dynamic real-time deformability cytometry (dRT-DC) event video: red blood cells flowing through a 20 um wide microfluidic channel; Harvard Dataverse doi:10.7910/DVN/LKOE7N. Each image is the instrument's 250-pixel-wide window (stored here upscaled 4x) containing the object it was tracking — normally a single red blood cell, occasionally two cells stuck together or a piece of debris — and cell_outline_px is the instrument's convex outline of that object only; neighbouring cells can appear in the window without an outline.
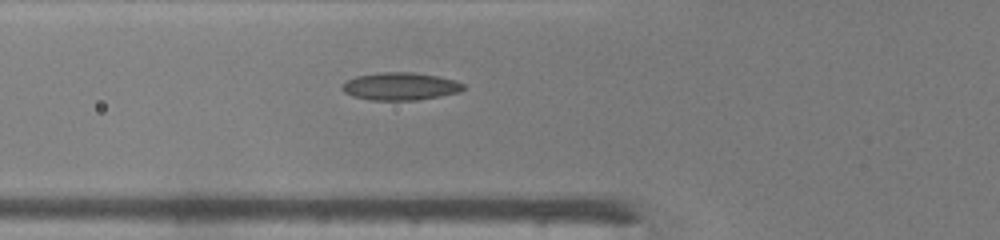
{"species": "common noctule bat (a hibernating species)", "species_latin": "Nyctalus noctula", "temperature_condition": "warm", "stored_images_in_passage": 34, "segment_of_instrument_passage": [1, 2], "camera_frame_rate_fps": 3000, "um_per_image_px": 0.085, "animal": {"sex": "male", "body_mass_g": 19.0, "forearm_length_mm": 50.8}, "frame": {"image": 1, "passage_image": 6, "time_ms": 1.667, "image_size_px": [1000, 240], "cell_outline_px": [[464, 88], [460, 92], [440, 96], [416, 100], [372, 100], [352, 96], [344, 92], [340, 88], [340, 84], [356, 76], [380, 72], [412, 72], [440, 76], [456, 80], [464, 84]], "centroid_in_image_um": [34.02, 7.33], "position_along_channel_um": 91.8, "area_um2": 19.71}}
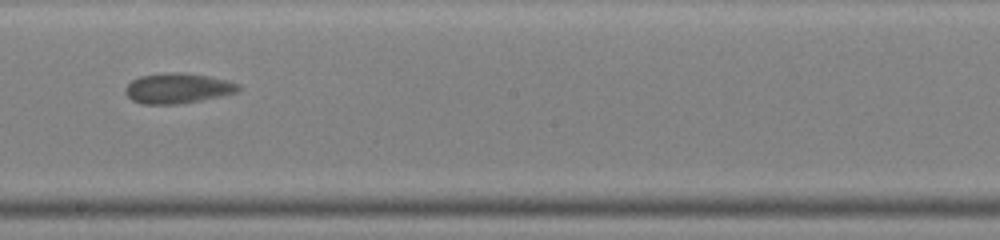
{"frame": {"image": 2, "passage_image": 16, "time_ms": 5.0, "image_size_px": [1000, 240], "cell_outline_px": [[240, 88], [236, 92], [220, 96], [200, 100], [176, 104], [144, 104], [132, 100], [124, 92], [124, 88], [132, 80], [140, 76], [164, 72], [180, 72], [208, 76], [240, 84]], "centroid_in_image_um": [15.06, 7.49], "position_along_channel_um": 233.1, "area_um2": 19.77}}
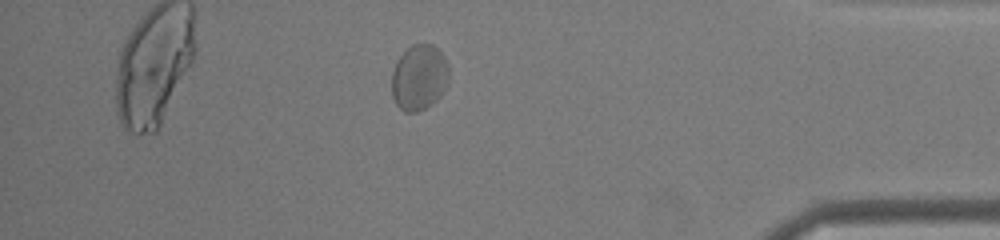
{"frame": {"image": 3, "passage_image": 30, "time_ms": 9.667, "image_size_px": [1000, 240], "cell_outline_px": [[448, 84], [444, 92], [432, 104], [416, 112], [404, 112], [396, 104], [392, 96], [392, 72], [396, 60], [412, 44], [432, 44], [444, 56], [448, 68]], "centroid_in_image_um": [35.62, 6.59], "position_along_channel_um": 399.6, "area_um2": 21.96}}